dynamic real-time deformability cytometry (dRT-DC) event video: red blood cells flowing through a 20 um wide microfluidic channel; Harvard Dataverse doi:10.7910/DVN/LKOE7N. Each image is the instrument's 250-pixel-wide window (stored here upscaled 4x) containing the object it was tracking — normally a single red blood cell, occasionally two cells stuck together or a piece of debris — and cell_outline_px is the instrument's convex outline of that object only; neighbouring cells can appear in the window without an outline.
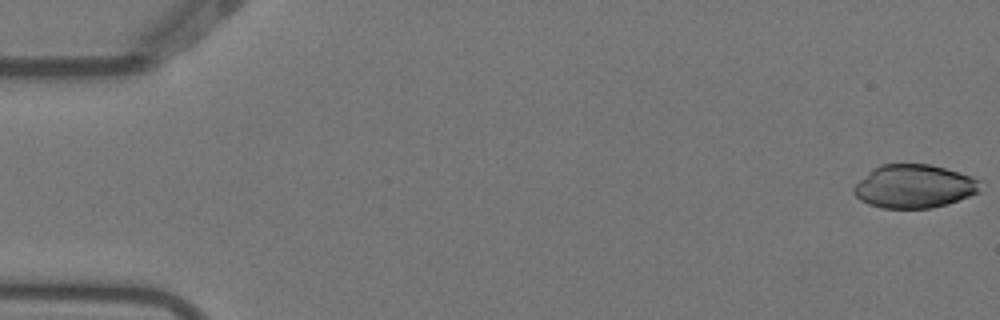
{"species": "Egyptian fruit bat (a non-hibernating species)", "species_latin": "Rousettus aegyptiacus", "temperature_condition": "warm", "stored_images_in_passage": 5, "camera_frame_rate_fps": 3000, "um_per_image_px": 0.085, "animal": {"sex": "female"}, "frame": {"image": 1, "passage_image": 1, "time_ms": 0.0, "image_size_px": [1000, 320], "cell_outline_px": [[980, 192], [948, 204], [932, 208], [880, 208], [868, 204], [860, 200], [852, 192], [852, 188], [872, 168], [880, 164], [928, 164], [944, 168], [972, 176], [980, 180]], "centroid_in_image_um": [77.69, 15.84], "position_along_channel_um": 7.3, "area_um2": 32.14}}